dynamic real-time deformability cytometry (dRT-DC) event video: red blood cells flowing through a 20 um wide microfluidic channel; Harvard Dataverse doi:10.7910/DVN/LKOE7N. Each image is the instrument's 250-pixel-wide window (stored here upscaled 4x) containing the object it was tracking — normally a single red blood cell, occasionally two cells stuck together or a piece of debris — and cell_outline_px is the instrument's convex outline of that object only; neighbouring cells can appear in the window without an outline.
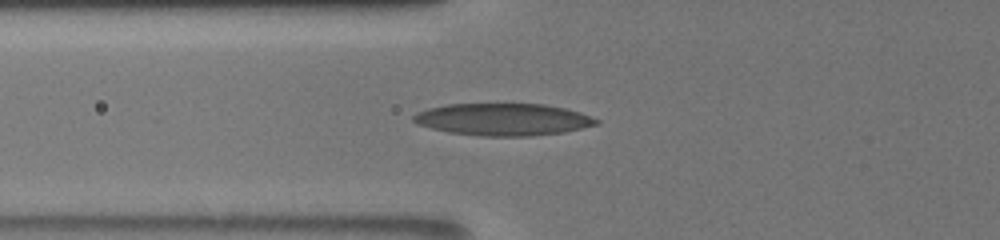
{"species": "human", "species_latin": "Homo sapiens", "temperature_condition": "room temperature", "stored_images_in_passage": 57, "camera_frame_rate_fps": 3000, "um_per_image_px": 0.085, "donor": {"sex": "male"}, "frame": {"image": 1, "passage_image": 25, "time_ms": 8.0, "image_size_px": [1000, 240], "cell_outline_px": [[600, 124], [564, 132], [532, 136], [484, 136], [448, 132], [416, 124], [412, 120], [412, 116], [416, 112], [428, 108], [448, 104], [544, 104], [564, 108], [580, 112], [600, 120]], "centroid_in_image_um": [42.76, 10.15], "position_along_channel_um": 83.0, "area_um2": 34.33}}
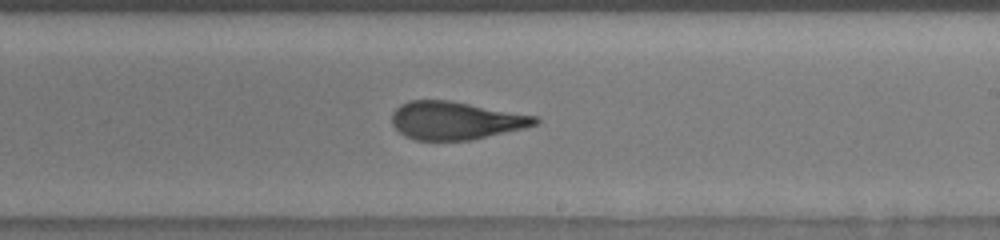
{"frame": {"image": 2, "passage_image": 38, "time_ms": 12.333, "image_size_px": [1000, 240], "cell_outline_px": [[540, 120], [536, 124], [524, 128], [472, 140], [416, 140], [404, 136], [392, 124], [392, 112], [400, 104], [408, 100], [448, 100], [540, 116]], "centroid_in_image_um": [38.74, 10.24], "position_along_channel_um": 250.3, "area_um2": 31.85}}
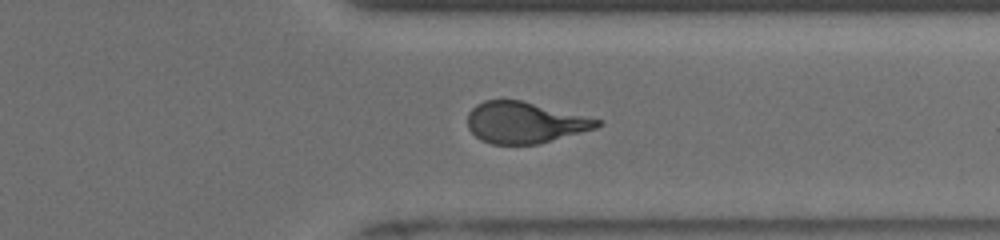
{"frame": {"image": 3, "passage_image": 47, "time_ms": 15.333, "image_size_px": [1000, 240], "cell_outline_px": [[604, 124], [596, 128], [536, 144], [492, 144], [480, 140], [468, 128], [468, 112], [476, 104], [484, 100], [520, 100], [604, 120]], "centroid_in_image_um": [44.61, 10.41], "position_along_channel_um": 366.8, "area_um2": 31.04}, "authors_computed_cell_mechanics": {"area_um2": 31.8478, "velocity_mm_per_s": 3.8766, "shape_relaxation_time_tau1_ms": 7.0674, "shape_relaxation_time_tau2_ms": 0.9991, "deformation_change_tau1": 0.2621, "deformation_change_tau2": 0.0768}}